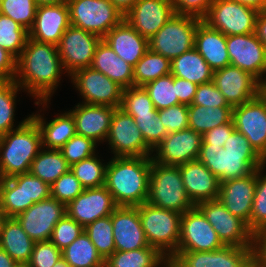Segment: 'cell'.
I'll list each match as a JSON object with an SVG mask.
<instances>
[{
  "label": "cell",
  "instance_id": "obj_1",
  "mask_svg": "<svg viewBox=\"0 0 266 267\" xmlns=\"http://www.w3.org/2000/svg\"><path fill=\"white\" fill-rule=\"evenodd\" d=\"M198 160L218 178L219 183L247 176L266 164L247 138L235 130L233 119L202 135Z\"/></svg>",
  "mask_w": 266,
  "mask_h": 267
},
{
  "label": "cell",
  "instance_id": "obj_2",
  "mask_svg": "<svg viewBox=\"0 0 266 267\" xmlns=\"http://www.w3.org/2000/svg\"><path fill=\"white\" fill-rule=\"evenodd\" d=\"M62 71L63 66L56 45L28 38L16 60L14 81L37 98L36 105L41 103L44 107L56 90Z\"/></svg>",
  "mask_w": 266,
  "mask_h": 267
},
{
  "label": "cell",
  "instance_id": "obj_3",
  "mask_svg": "<svg viewBox=\"0 0 266 267\" xmlns=\"http://www.w3.org/2000/svg\"><path fill=\"white\" fill-rule=\"evenodd\" d=\"M152 157H113L106 166L105 186L118 206L147 202Z\"/></svg>",
  "mask_w": 266,
  "mask_h": 267
},
{
  "label": "cell",
  "instance_id": "obj_4",
  "mask_svg": "<svg viewBox=\"0 0 266 267\" xmlns=\"http://www.w3.org/2000/svg\"><path fill=\"white\" fill-rule=\"evenodd\" d=\"M41 148L40 129L30 116L0 136V179L28 173Z\"/></svg>",
  "mask_w": 266,
  "mask_h": 267
},
{
  "label": "cell",
  "instance_id": "obj_5",
  "mask_svg": "<svg viewBox=\"0 0 266 267\" xmlns=\"http://www.w3.org/2000/svg\"><path fill=\"white\" fill-rule=\"evenodd\" d=\"M137 209L148 244L169 260L177 252L182 214L147 202Z\"/></svg>",
  "mask_w": 266,
  "mask_h": 267
},
{
  "label": "cell",
  "instance_id": "obj_6",
  "mask_svg": "<svg viewBox=\"0 0 266 267\" xmlns=\"http://www.w3.org/2000/svg\"><path fill=\"white\" fill-rule=\"evenodd\" d=\"M147 203L180 214L194 207L178 166L161 165L152 160Z\"/></svg>",
  "mask_w": 266,
  "mask_h": 267
},
{
  "label": "cell",
  "instance_id": "obj_7",
  "mask_svg": "<svg viewBox=\"0 0 266 267\" xmlns=\"http://www.w3.org/2000/svg\"><path fill=\"white\" fill-rule=\"evenodd\" d=\"M50 196V185L30 172L0 179V210L7 217H16Z\"/></svg>",
  "mask_w": 266,
  "mask_h": 267
},
{
  "label": "cell",
  "instance_id": "obj_8",
  "mask_svg": "<svg viewBox=\"0 0 266 267\" xmlns=\"http://www.w3.org/2000/svg\"><path fill=\"white\" fill-rule=\"evenodd\" d=\"M202 19L174 14L149 39V49L170 61L194 48L195 33Z\"/></svg>",
  "mask_w": 266,
  "mask_h": 267
},
{
  "label": "cell",
  "instance_id": "obj_9",
  "mask_svg": "<svg viewBox=\"0 0 266 267\" xmlns=\"http://www.w3.org/2000/svg\"><path fill=\"white\" fill-rule=\"evenodd\" d=\"M70 24L103 38L124 20L110 0H68Z\"/></svg>",
  "mask_w": 266,
  "mask_h": 267
},
{
  "label": "cell",
  "instance_id": "obj_10",
  "mask_svg": "<svg viewBox=\"0 0 266 267\" xmlns=\"http://www.w3.org/2000/svg\"><path fill=\"white\" fill-rule=\"evenodd\" d=\"M258 11L234 0H214L202 19L226 36L254 33Z\"/></svg>",
  "mask_w": 266,
  "mask_h": 267
},
{
  "label": "cell",
  "instance_id": "obj_11",
  "mask_svg": "<svg viewBox=\"0 0 266 267\" xmlns=\"http://www.w3.org/2000/svg\"><path fill=\"white\" fill-rule=\"evenodd\" d=\"M224 246L252 247L253 232L241 218L228 211L219 199L197 205Z\"/></svg>",
  "mask_w": 266,
  "mask_h": 267
},
{
  "label": "cell",
  "instance_id": "obj_12",
  "mask_svg": "<svg viewBox=\"0 0 266 267\" xmlns=\"http://www.w3.org/2000/svg\"><path fill=\"white\" fill-rule=\"evenodd\" d=\"M223 246L204 214L197 206H194L181 215L177 252L168 262L170 263L180 252L214 251Z\"/></svg>",
  "mask_w": 266,
  "mask_h": 267
},
{
  "label": "cell",
  "instance_id": "obj_13",
  "mask_svg": "<svg viewBox=\"0 0 266 267\" xmlns=\"http://www.w3.org/2000/svg\"><path fill=\"white\" fill-rule=\"evenodd\" d=\"M70 76L84 98L83 104L120 108L124 88L108 76L91 67L78 69Z\"/></svg>",
  "mask_w": 266,
  "mask_h": 267
},
{
  "label": "cell",
  "instance_id": "obj_14",
  "mask_svg": "<svg viewBox=\"0 0 266 267\" xmlns=\"http://www.w3.org/2000/svg\"><path fill=\"white\" fill-rule=\"evenodd\" d=\"M107 141L114 157H152L133 117L120 108L113 113Z\"/></svg>",
  "mask_w": 266,
  "mask_h": 267
},
{
  "label": "cell",
  "instance_id": "obj_15",
  "mask_svg": "<svg viewBox=\"0 0 266 267\" xmlns=\"http://www.w3.org/2000/svg\"><path fill=\"white\" fill-rule=\"evenodd\" d=\"M101 40L102 38L96 34L70 25L57 45L65 72L71 75L78 69L90 67Z\"/></svg>",
  "mask_w": 266,
  "mask_h": 267
},
{
  "label": "cell",
  "instance_id": "obj_16",
  "mask_svg": "<svg viewBox=\"0 0 266 267\" xmlns=\"http://www.w3.org/2000/svg\"><path fill=\"white\" fill-rule=\"evenodd\" d=\"M235 130L242 133L254 150L266 161V98L257 95L233 107Z\"/></svg>",
  "mask_w": 266,
  "mask_h": 267
},
{
  "label": "cell",
  "instance_id": "obj_17",
  "mask_svg": "<svg viewBox=\"0 0 266 267\" xmlns=\"http://www.w3.org/2000/svg\"><path fill=\"white\" fill-rule=\"evenodd\" d=\"M66 214V205L50 196L32 204L15 218L34 242H41L50 241L55 225Z\"/></svg>",
  "mask_w": 266,
  "mask_h": 267
},
{
  "label": "cell",
  "instance_id": "obj_18",
  "mask_svg": "<svg viewBox=\"0 0 266 267\" xmlns=\"http://www.w3.org/2000/svg\"><path fill=\"white\" fill-rule=\"evenodd\" d=\"M252 248L223 246L214 251L180 252L169 267H251Z\"/></svg>",
  "mask_w": 266,
  "mask_h": 267
},
{
  "label": "cell",
  "instance_id": "obj_19",
  "mask_svg": "<svg viewBox=\"0 0 266 267\" xmlns=\"http://www.w3.org/2000/svg\"><path fill=\"white\" fill-rule=\"evenodd\" d=\"M202 145V135L187 128L178 132L168 133L156 151L152 160L166 166H179L189 161L198 160Z\"/></svg>",
  "mask_w": 266,
  "mask_h": 267
},
{
  "label": "cell",
  "instance_id": "obj_20",
  "mask_svg": "<svg viewBox=\"0 0 266 267\" xmlns=\"http://www.w3.org/2000/svg\"><path fill=\"white\" fill-rule=\"evenodd\" d=\"M230 65L249 72L258 81L266 69V47L254 33L226 36Z\"/></svg>",
  "mask_w": 266,
  "mask_h": 267
},
{
  "label": "cell",
  "instance_id": "obj_21",
  "mask_svg": "<svg viewBox=\"0 0 266 267\" xmlns=\"http://www.w3.org/2000/svg\"><path fill=\"white\" fill-rule=\"evenodd\" d=\"M118 207L106 186L84 189L66 205L67 215L84 228L99 218L111 215Z\"/></svg>",
  "mask_w": 266,
  "mask_h": 267
},
{
  "label": "cell",
  "instance_id": "obj_22",
  "mask_svg": "<svg viewBox=\"0 0 266 267\" xmlns=\"http://www.w3.org/2000/svg\"><path fill=\"white\" fill-rule=\"evenodd\" d=\"M212 82L232 107L259 94V81L249 72L232 65L213 71Z\"/></svg>",
  "mask_w": 266,
  "mask_h": 267
},
{
  "label": "cell",
  "instance_id": "obj_23",
  "mask_svg": "<svg viewBox=\"0 0 266 267\" xmlns=\"http://www.w3.org/2000/svg\"><path fill=\"white\" fill-rule=\"evenodd\" d=\"M174 14L171 0H138L124 19L150 39Z\"/></svg>",
  "mask_w": 266,
  "mask_h": 267
},
{
  "label": "cell",
  "instance_id": "obj_24",
  "mask_svg": "<svg viewBox=\"0 0 266 267\" xmlns=\"http://www.w3.org/2000/svg\"><path fill=\"white\" fill-rule=\"evenodd\" d=\"M70 25L67 3L41 5L37 7L34 23L29 30V38L57 46Z\"/></svg>",
  "mask_w": 266,
  "mask_h": 267
},
{
  "label": "cell",
  "instance_id": "obj_25",
  "mask_svg": "<svg viewBox=\"0 0 266 267\" xmlns=\"http://www.w3.org/2000/svg\"><path fill=\"white\" fill-rule=\"evenodd\" d=\"M115 251L148 247L137 206H118L111 214Z\"/></svg>",
  "mask_w": 266,
  "mask_h": 267
},
{
  "label": "cell",
  "instance_id": "obj_26",
  "mask_svg": "<svg viewBox=\"0 0 266 267\" xmlns=\"http://www.w3.org/2000/svg\"><path fill=\"white\" fill-rule=\"evenodd\" d=\"M257 170L251 174L220 183L219 200L233 215L244 220L250 229V216L256 188Z\"/></svg>",
  "mask_w": 266,
  "mask_h": 267
},
{
  "label": "cell",
  "instance_id": "obj_27",
  "mask_svg": "<svg viewBox=\"0 0 266 267\" xmlns=\"http://www.w3.org/2000/svg\"><path fill=\"white\" fill-rule=\"evenodd\" d=\"M178 167L187 196L194 206L219 198V180L202 162L189 161Z\"/></svg>",
  "mask_w": 266,
  "mask_h": 267
},
{
  "label": "cell",
  "instance_id": "obj_28",
  "mask_svg": "<svg viewBox=\"0 0 266 267\" xmlns=\"http://www.w3.org/2000/svg\"><path fill=\"white\" fill-rule=\"evenodd\" d=\"M115 107L78 104L69 110L74 117L76 133L96 143L106 141Z\"/></svg>",
  "mask_w": 266,
  "mask_h": 267
},
{
  "label": "cell",
  "instance_id": "obj_29",
  "mask_svg": "<svg viewBox=\"0 0 266 267\" xmlns=\"http://www.w3.org/2000/svg\"><path fill=\"white\" fill-rule=\"evenodd\" d=\"M102 40L133 67L149 50V39L141 36L125 19L113 27Z\"/></svg>",
  "mask_w": 266,
  "mask_h": 267
},
{
  "label": "cell",
  "instance_id": "obj_30",
  "mask_svg": "<svg viewBox=\"0 0 266 267\" xmlns=\"http://www.w3.org/2000/svg\"><path fill=\"white\" fill-rule=\"evenodd\" d=\"M194 48L213 71L230 65L226 47V35L212 29L203 21L197 26Z\"/></svg>",
  "mask_w": 266,
  "mask_h": 267
},
{
  "label": "cell",
  "instance_id": "obj_31",
  "mask_svg": "<svg viewBox=\"0 0 266 267\" xmlns=\"http://www.w3.org/2000/svg\"><path fill=\"white\" fill-rule=\"evenodd\" d=\"M90 67L108 76L123 88L134 86L133 66L119 57L103 40L96 47Z\"/></svg>",
  "mask_w": 266,
  "mask_h": 267
},
{
  "label": "cell",
  "instance_id": "obj_32",
  "mask_svg": "<svg viewBox=\"0 0 266 267\" xmlns=\"http://www.w3.org/2000/svg\"><path fill=\"white\" fill-rule=\"evenodd\" d=\"M30 117L40 129L42 147L46 149L60 150L76 133L74 117L70 112L59 114L50 122H45L40 114Z\"/></svg>",
  "mask_w": 266,
  "mask_h": 267
},
{
  "label": "cell",
  "instance_id": "obj_33",
  "mask_svg": "<svg viewBox=\"0 0 266 267\" xmlns=\"http://www.w3.org/2000/svg\"><path fill=\"white\" fill-rule=\"evenodd\" d=\"M34 244L15 217L6 218L0 237V248L16 263L29 262Z\"/></svg>",
  "mask_w": 266,
  "mask_h": 267
},
{
  "label": "cell",
  "instance_id": "obj_34",
  "mask_svg": "<svg viewBox=\"0 0 266 267\" xmlns=\"http://www.w3.org/2000/svg\"><path fill=\"white\" fill-rule=\"evenodd\" d=\"M171 74L200 85L212 82L213 70L193 48L171 61Z\"/></svg>",
  "mask_w": 266,
  "mask_h": 267
},
{
  "label": "cell",
  "instance_id": "obj_35",
  "mask_svg": "<svg viewBox=\"0 0 266 267\" xmlns=\"http://www.w3.org/2000/svg\"><path fill=\"white\" fill-rule=\"evenodd\" d=\"M160 265L169 267L168 259L150 245L131 251H115L105 261V267H159Z\"/></svg>",
  "mask_w": 266,
  "mask_h": 267
},
{
  "label": "cell",
  "instance_id": "obj_36",
  "mask_svg": "<svg viewBox=\"0 0 266 267\" xmlns=\"http://www.w3.org/2000/svg\"><path fill=\"white\" fill-rule=\"evenodd\" d=\"M189 128L203 135L217 126L230 122L233 107H204L188 105Z\"/></svg>",
  "mask_w": 266,
  "mask_h": 267
},
{
  "label": "cell",
  "instance_id": "obj_37",
  "mask_svg": "<svg viewBox=\"0 0 266 267\" xmlns=\"http://www.w3.org/2000/svg\"><path fill=\"white\" fill-rule=\"evenodd\" d=\"M42 150V151H41ZM32 161L30 173L49 185L70 170L60 150L41 149Z\"/></svg>",
  "mask_w": 266,
  "mask_h": 267
},
{
  "label": "cell",
  "instance_id": "obj_38",
  "mask_svg": "<svg viewBox=\"0 0 266 267\" xmlns=\"http://www.w3.org/2000/svg\"><path fill=\"white\" fill-rule=\"evenodd\" d=\"M62 258L70 267H105V261L85 231L62 250Z\"/></svg>",
  "mask_w": 266,
  "mask_h": 267
},
{
  "label": "cell",
  "instance_id": "obj_39",
  "mask_svg": "<svg viewBox=\"0 0 266 267\" xmlns=\"http://www.w3.org/2000/svg\"><path fill=\"white\" fill-rule=\"evenodd\" d=\"M168 74H171V61L149 49L133 67L134 86L143 87Z\"/></svg>",
  "mask_w": 266,
  "mask_h": 267
},
{
  "label": "cell",
  "instance_id": "obj_40",
  "mask_svg": "<svg viewBox=\"0 0 266 267\" xmlns=\"http://www.w3.org/2000/svg\"><path fill=\"white\" fill-rule=\"evenodd\" d=\"M84 231L96 247L98 254L106 261L115 252L111 215L88 224Z\"/></svg>",
  "mask_w": 266,
  "mask_h": 267
},
{
  "label": "cell",
  "instance_id": "obj_41",
  "mask_svg": "<svg viewBox=\"0 0 266 267\" xmlns=\"http://www.w3.org/2000/svg\"><path fill=\"white\" fill-rule=\"evenodd\" d=\"M29 38V31L12 18L0 13V46L16 59L20 56Z\"/></svg>",
  "mask_w": 266,
  "mask_h": 267
},
{
  "label": "cell",
  "instance_id": "obj_42",
  "mask_svg": "<svg viewBox=\"0 0 266 267\" xmlns=\"http://www.w3.org/2000/svg\"><path fill=\"white\" fill-rule=\"evenodd\" d=\"M96 157V154L73 164L70 170L80 181L84 189L105 185L106 166Z\"/></svg>",
  "mask_w": 266,
  "mask_h": 267
},
{
  "label": "cell",
  "instance_id": "obj_43",
  "mask_svg": "<svg viewBox=\"0 0 266 267\" xmlns=\"http://www.w3.org/2000/svg\"><path fill=\"white\" fill-rule=\"evenodd\" d=\"M143 87L148 92L156 110L181 104L177 98L172 74L159 77Z\"/></svg>",
  "mask_w": 266,
  "mask_h": 267
},
{
  "label": "cell",
  "instance_id": "obj_44",
  "mask_svg": "<svg viewBox=\"0 0 266 267\" xmlns=\"http://www.w3.org/2000/svg\"><path fill=\"white\" fill-rule=\"evenodd\" d=\"M14 81H0V136L14 130V112L17 92L21 89ZM19 88V89H18Z\"/></svg>",
  "mask_w": 266,
  "mask_h": 267
},
{
  "label": "cell",
  "instance_id": "obj_45",
  "mask_svg": "<svg viewBox=\"0 0 266 267\" xmlns=\"http://www.w3.org/2000/svg\"><path fill=\"white\" fill-rule=\"evenodd\" d=\"M120 109L131 116L154 114L157 111L148 92L144 87L137 86L123 89Z\"/></svg>",
  "mask_w": 266,
  "mask_h": 267
},
{
  "label": "cell",
  "instance_id": "obj_46",
  "mask_svg": "<svg viewBox=\"0 0 266 267\" xmlns=\"http://www.w3.org/2000/svg\"><path fill=\"white\" fill-rule=\"evenodd\" d=\"M37 7L35 0H2L0 13L29 31L34 23Z\"/></svg>",
  "mask_w": 266,
  "mask_h": 267
},
{
  "label": "cell",
  "instance_id": "obj_47",
  "mask_svg": "<svg viewBox=\"0 0 266 267\" xmlns=\"http://www.w3.org/2000/svg\"><path fill=\"white\" fill-rule=\"evenodd\" d=\"M147 146L153 151L168 135L156 111L154 114L132 116Z\"/></svg>",
  "mask_w": 266,
  "mask_h": 267
},
{
  "label": "cell",
  "instance_id": "obj_48",
  "mask_svg": "<svg viewBox=\"0 0 266 267\" xmlns=\"http://www.w3.org/2000/svg\"><path fill=\"white\" fill-rule=\"evenodd\" d=\"M264 168L257 170L256 188L250 216V230L256 232L266 229V175H262Z\"/></svg>",
  "mask_w": 266,
  "mask_h": 267
},
{
  "label": "cell",
  "instance_id": "obj_49",
  "mask_svg": "<svg viewBox=\"0 0 266 267\" xmlns=\"http://www.w3.org/2000/svg\"><path fill=\"white\" fill-rule=\"evenodd\" d=\"M96 142L76 134L61 149L64 159L71 167L73 164L95 155Z\"/></svg>",
  "mask_w": 266,
  "mask_h": 267
},
{
  "label": "cell",
  "instance_id": "obj_50",
  "mask_svg": "<svg viewBox=\"0 0 266 267\" xmlns=\"http://www.w3.org/2000/svg\"><path fill=\"white\" fill-rule=\"evenodd\" d=\"M83 190V186L71 170H68L50 185L51 197L65 205H68Z\"/></svg>",
  "mask_w": 266,
  "mask_h": 267
},
{
  "label": "cell",
  "instance_id": "obj_51",
  "mask_svg": "<svg viewBox=\"0 0 266 267\" xmlns=\"http://www.w3.org/2000/svg\"><path fill=\"white\" fill-rule=\"evenodd\" d=\"M83 231L84 227L66 214L55 225L50 241L62 251L79 237Z\"/></svg>",
  "mask_w": 266,
  "mask_h": 267
},
{
  "label": "cell",
  "instance_id": "obj_52",
  "mask_svg": "<svg viewBox=\"0 0 266 267\" xmlns=\"http://www.w3.org/2000/svg\"><path fill=\"white\" fill-rule=\"evenodd\" d=\"M158 116L168 133L189 128L188 105L178 104L157 110Z\"/></svg>",
  "mask_w": 266,
  "mask_h": 267
},
{
  "label": "cell",
  "instance_id": "obj_53",
  "mask_svg": "<svg viewBox=\"0 0 266 267\" xmlns=\"http://www.w3.org/2000/svg\"><path fill=\"white\" fill-rule=\"evenodd\" d=\"M60 259H62V251L51 241H41L35 242L27 264L29 267H53Z\"/></svg>",
  "mask_w": 266,
  "mask_h": 267
},
{
  "label": "cell",
  "instance_id": "obj_54",
  "mask_svg": "<svg viewBox=\"0 0 266 267\" xmlns=\"http://www.w3.org/2000/svg\"><path fill=\"white\" fill-rule=\"evenodd\" d=\"M191 105H199L208 108L232 107L228 104L225 97L221 94L213 82L197 86L196 94Z\"/></svg>",
  "mask_w": 266,
  "mask_h": 267
},
{
  "label": "cell",
  "instance_id": "obj_55",
  "mask_svg": "<svg viewBox=\"0 0 266 267\" xmlns=\"http://www.w3.org/2000/svg\"><path fill=\"white\" fill-rule=\"evenodd\" d=\"M175 14L190 15L203 19L214 0H171Z\"/></svg>",
  "mask_w": 266,
  "mask_h": 267
},
{
  "label": "cell",
  "instance_id": "obj_56",
  "mask_svg": "<svg viewBox=\"0 0 266 267\" xmlns=\"http://www.w3.org/2000/svg\"><path fill=\"white\" fill-rule=\"evenodd\" d=\"M252 266L266 267V229L253 232Z\"/></svg>",
  "mask_w": 266,
  "mask_h": 267
},
{
  "label": "cell",
  "instance_id": "obj_57",
  "mask_svg": "<svg viewBox=\"0 0 266 267\" xmlns=\"http://www.w3.org/2000/svg\"><path fill=\"white\" fill-rule=\"evenodd\" d=\"M174 86H176L177 98L181 104L191 105L197 89V84L174 76Z\"/></svg>",
  "mask_w": 266,
  "mask_h": 267
},
{
  "label": "cell",
  "instance_id": "obj_58",
  "mask_svg": "<svg viewBox=\"0 0 266 267\" xmlns=\"http://www.w3.org/2000/svg\"><path fill=\"white\" fill-rule=\"evenodd\" d=\"M16 58L0 46V81H12L16 75Z\"/></svg>",
  "mask_w": 266,
  "mask_h": 267
},
{
  "label": "cell",
  "instance_id": "obj_59",
  "mask_svg": "<svg viewBox=\"0 0 266 267\" xmlns=\"http://www.w3.org/2000/svg\"><path fill=\"white\" fill-rule=\"evenodd\" d=\"M254 34L266 47V11L258 13L255 22Z\"/></svg>",
  "mask_w": 266,
  "mask_h": 267
},
{
  "label": "cell",
  "instance_id": "obj_60",
  "mask_svg": "<svg viewBox=\"0 0 266 267\" xmlns=\"http://www.w3.org/2000/svg\"><path fill=\"white\" fill-rule=\"evenodd\" d=\"M138 0H110L115 8L125 16Z\"/></svg>",
  "mask_w": 266,
  "mask_h": 267
},
{
  "label": "cell",
  "instance_id": "obj_61",
  "mask_svg": "<svg viewBox=\"0 0 266 267\" xmlns=\"http://www.w3.org/2000/svg\"><path fill=\"white\" fill-rule=\"evenodd\" d=\"M258 12L266 11V0H234Z\"/></svg>",
  "mask_w": 266,
  "mask_h": 267
},
{
  "label": "cell",
  "instance_id": "obj_62",
  "mask_svg": "<svg viewBox=\"0 0 266 267\" xmlns=\"http://www.w3.org/2000/svg\"><path fill=\"white\" fill-rule=\"evenodd\" d=\"M16 262L11 258V256L0 248V267H13Z\"/></svg>",
  "mask_w": 266,
  "mask_h": 267
},
{
  "label": "cell",
  "instance_id": "obj_63",
  "mask_svg": "<svg viewBox=\"0 0 266 267\" xmlns=\"http://www.w3.org/2000/svg\"><path fill=\"white\" fill-rule=\"evenodd\" d=\"M68 0H35L37 6L41 5H57L61 3H67Z\"/></svg>",
  "mask_w": 266,
  "mask_h": 267
},
{
  "label": "cell",
  "instance_id": "obj_64",
  "mask_svg": "<svg viewBox=\"0 0 266 267\" xmlns=\"http://www.w3.org/2000/svg\"><path fill=\"white\" fill-rule=\"evenodd\" d=\"M266 73V69L264 74ZM259 95L266 98V78L259 80Z\"/></svg>",
  "mask_w": 266,
  "mask_h": 267
},
{
  "label": "cell",
  "instance_id": "obj_65",
  "mask_svg": "<svg viewBox=\"0 0 266 267\" xmlns=\"http://www.w3.org/2000/svg\"><path fill=\"white\" fill-rule=\"evenodd\" d=\"M6 218L7 216L0 210V237H1L3 225H4Z\"/></svg>",
  "mask_w": 266,
  "mask_h": 267
},
{
  "label": "cell",
  "instance_id": "obj_66",
  "mask_svg": "<svg viewBox=\"0 0 266 267\" xmlns=\"http://www.w3.org/2000/svg\"><path fill=\"white\" fill-rule=\"evenodd\" d=\"M53 267H70V266L62 258Z\"/></svg>",
  "mask_w": 266,
  "mask_h": 267
},
{
  "label": "cell",
  "instance_id": "obj_67",
  "mask_svg": "<svg viewBox=\"0 0 266 267\" xmlns=\"http://www.w3.org/2000/svg\"><path fill=\"white\" fill-rule=\"evenodd\" d=\"M13 267H29L27 263H16Z\"/></svg>",
  "mask_w": 266,
  "mask_h": 267
}]
</instances>
